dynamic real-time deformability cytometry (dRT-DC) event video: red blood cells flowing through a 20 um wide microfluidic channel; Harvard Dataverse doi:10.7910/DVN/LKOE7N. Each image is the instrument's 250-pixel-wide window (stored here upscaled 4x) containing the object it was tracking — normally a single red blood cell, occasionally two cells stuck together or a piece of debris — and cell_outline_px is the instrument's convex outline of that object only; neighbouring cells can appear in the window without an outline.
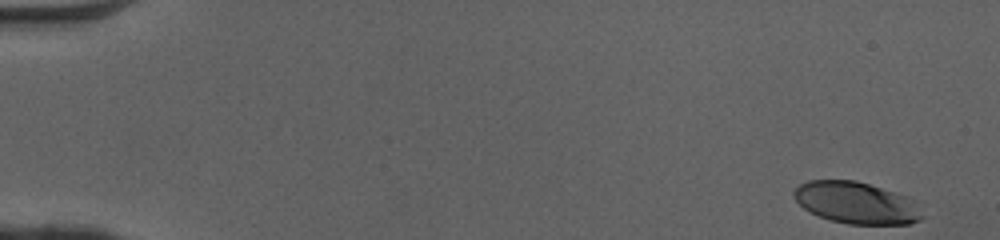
{"species": "human", "species_latin": "Homo sapiens", "temperature_condition": "cold", "stored_images_in_passage": 49, "camera_frame_rate_fps": 3000, "um_per_image_px": 0.085, "donor": {"sex": "female"}, "frame": {"image": 1, "passage_image": 1, "time_ms": 0.0, "image_size_px": [1000, 240], "cell_outline_px": [[924, 216], [920, 220], [908, 224], [848, 224], [828, 220], [804, 208], [792, 196], [792, 192], [800, 184], [808, 180], [856, 180], [904, 196], [912, 200]], "centroid_in_image_um": [72.74, 17.24], "position_along_channel_um": 12.3, "area_um2": 30.87}}
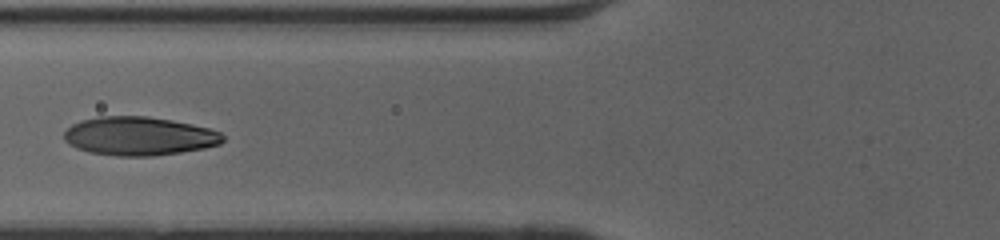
{"frame": {"image": 2, "passage_image": 20, "time_ms": 6.333, "image_size_px": [1000, 240], "cell_outline_px": [[224, 140], [220, 144], [204, 148], [180, 152], [152, 156], [116, 156], [88, 152], [76, 148], [68, 144], [64, 140], [64, 132], [72, 124], [80, 120], [96, 116], [148, 116], [172, 120], [192, 124], [208, 128], [220, 132], [224, 136]], "centroid_in_image_um": [11.79, 11.56], "position_along_channel_um": 114.0, "area_um2": 35.95}}
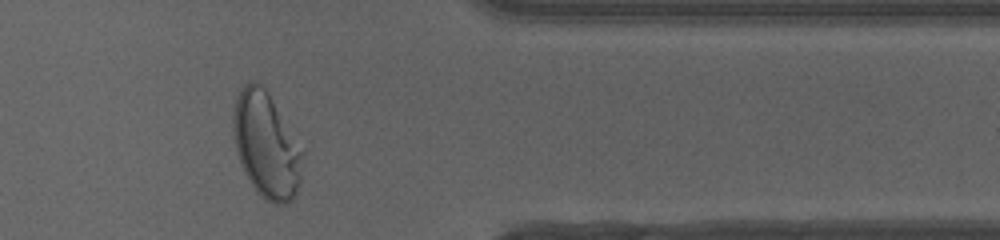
{"frame": {"image": 3, "passage_image": 41, "time_ms": 13.333, "image_size_px": [1000, 240], "cell_outline_px": [[304, 152], [300, 180], [296, 196], [292, 200], [284, 204], [276, 204], [264, 200], [256, 192], [244, 172], [236, 152], [232, 132], [232, 116], [236, 96], [240, 88], [248, 80], [252, 80], [260, 84], [268, 92]], "centroid_in_image_um": [22.61, 12.34], "position_along_channel_um": 388.8, "area_um2": 43.06}, "authors_computed_cell_mechanics": {"area_um2": 34.9112, "velocity_mm_per_s": 4.0861, "shape_relaxation_time_tau1_ms": 3.4766, "shape_relaxation_time_tau2_ms": null, "deformation_change_tau1": 0.1898, "deformation_change_tau2": null}}